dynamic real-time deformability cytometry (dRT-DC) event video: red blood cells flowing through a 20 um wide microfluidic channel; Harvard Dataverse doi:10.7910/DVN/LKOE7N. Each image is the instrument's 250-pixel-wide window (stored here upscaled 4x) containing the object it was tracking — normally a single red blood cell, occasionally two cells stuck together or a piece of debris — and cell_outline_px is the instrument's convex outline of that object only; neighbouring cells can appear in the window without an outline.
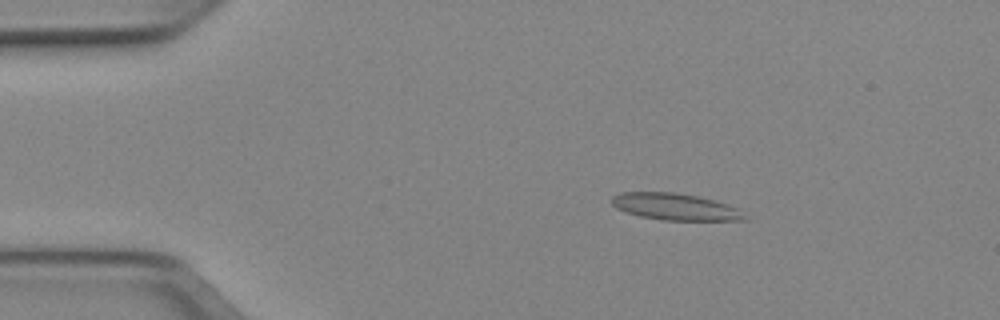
{"species": "Egyptian fruit bat (a non-hibernating species)", "species_latin": "Rousettus aegyptiacus", "temperature_condition": "cold", "stored_images_in_passage": 51, "camera_frame_rate_fps": 3000, "um_per_image_px": 0.085, "animal": {"sex": "female"}, "frame": {"image": 1, "passage_image": 9, "time_ms": 2.667, "image_size_px": [1000, 320], "cell_outline_px": [[748, 220], [664, 220], [640, 216], [616, 208], [608, 200], [612, 196], [620, 192], [676, 192], [716, 200], [740, 208]], "centroid_in_image_um": [57.4, 17.56], "position_along_channel_um": 27.6, "area_um2": 20.87}}
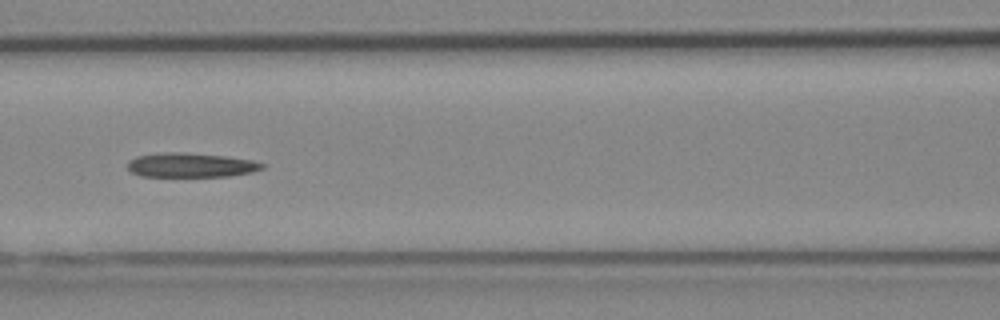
{"frame": {"image": 2, "passage_image": 23, "time_ms": 7.333, "image_size_px": [1000, 320], "cell_outline_px": [[264, 168], [252, 172], [228, 176], [140, 176], [132, 172], [128, 168], [128, 160], [136, 156], [168, 152], [184, 152], [224, 156], [252, 160], [264, 164]], "centroid_in_image_um": [16.21, 14.03], "position_along_channel_um": 150.4, "area_um2": 18.96}}
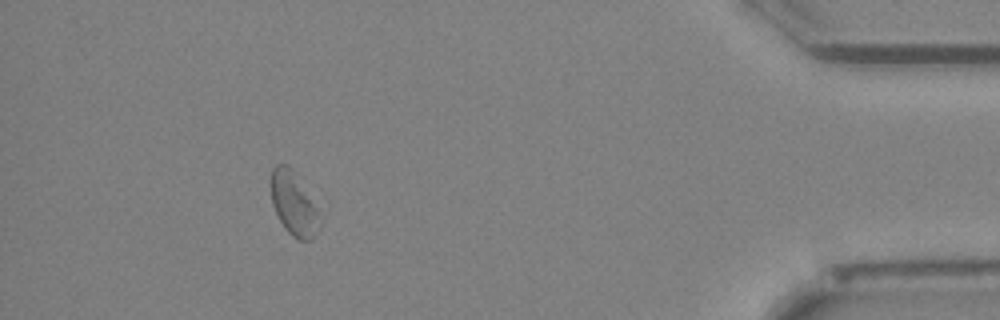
{"frame": {"image": 3, "passage_image": 47, "time_ms": 15.333, "image_size_px": [1000, 320], "cell_outline_px": [[328, 208], [320, 228], [312, 240], [300, 240], [292, 236], [284, 228], [272, 204], [268, 184], [272, 168], [276, 164], [288, 164], [328, 204]], "centroid_in_image_um": [25.17, 17.25], "position_along_channel_um": 410.0, "area_um2": 21.15}}